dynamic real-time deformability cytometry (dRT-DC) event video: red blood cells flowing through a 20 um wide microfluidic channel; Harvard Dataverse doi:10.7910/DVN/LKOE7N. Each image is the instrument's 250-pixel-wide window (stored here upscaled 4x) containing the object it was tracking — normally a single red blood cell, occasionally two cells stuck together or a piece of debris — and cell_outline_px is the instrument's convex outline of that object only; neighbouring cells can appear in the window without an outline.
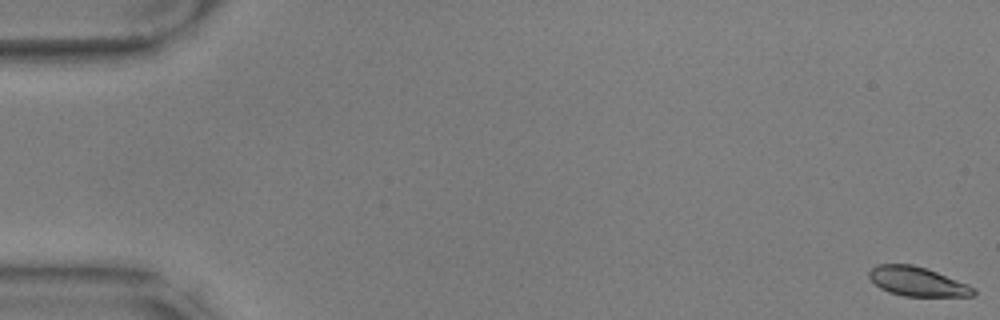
{"species": "common noctule bat (a hibernating species)", "species_latin": "Nyctalus noctula", "temperature_condition": "warm", "stored_images_in_passage": 17, "camera_frame_rate_fps": 3000, "um_per_image_px": 0.085, "animal": {"sex": "male", "body_mass_g": 17.9, "forearm_length_mm": 54.2}, "frame": {"image": 1, "passage_image": 1, "time_ms": 0.0, "image_size_px": [1000, 320], "cell_outline_px": [[976, 292], [972, 296], [904, 296], [888, 292], [880, 288], [868, 276], [868, 272], [876, 264], [912, 264], [936, 272], [968, 284], [976, 288]], "centroid_in_image_um": [77.96, 23.93], "position_along_channel_um": 7.0, "area_um2": 17.69}}
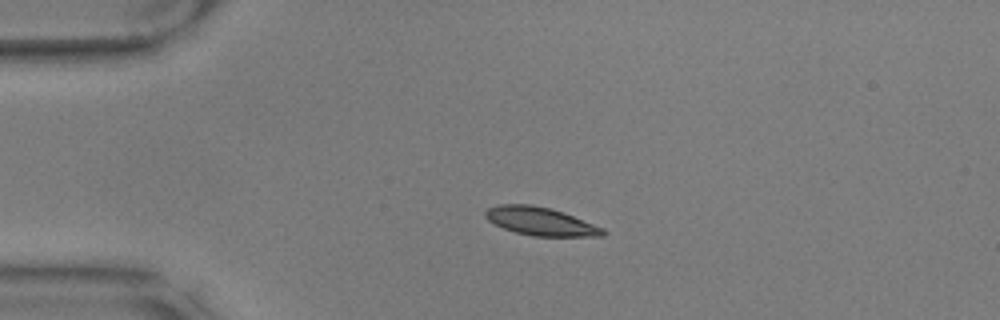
{"frame": {"image": 2, "passage_image": 14, "time_ms": 4.333, "image_size_px": [1000, 320], "cell_outline_px": [[608, 232], [604, 236], [532, 236], [516, 232], [504, 228], [488, 220], [484, 216], [484, 212], [488, 208], [500, 204], [532, 204], [552, 208], [564, 212], [604, 228]], "centroid_in_image_um": [45.97, 18.8], "position_along_channel_um": 39.0, "area_um2": 19.42}}